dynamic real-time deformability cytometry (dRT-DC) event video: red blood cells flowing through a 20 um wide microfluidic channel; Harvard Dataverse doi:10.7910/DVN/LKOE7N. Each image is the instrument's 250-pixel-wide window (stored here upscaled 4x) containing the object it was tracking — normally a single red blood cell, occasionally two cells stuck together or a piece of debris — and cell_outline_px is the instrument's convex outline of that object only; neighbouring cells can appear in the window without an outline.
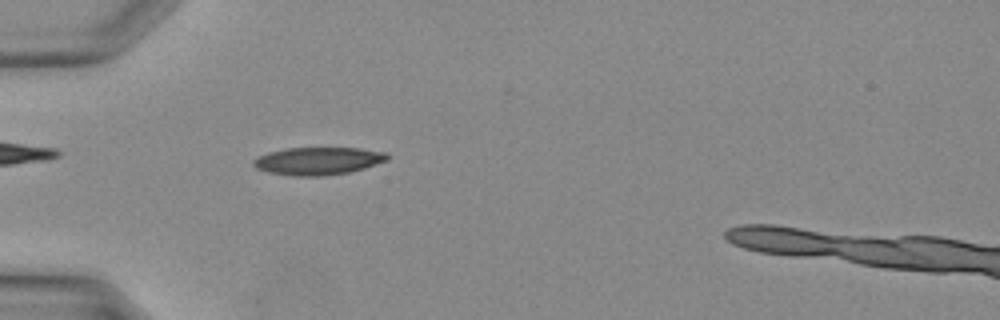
{"species": "Egyptian fruit bat (a non-hibernating species)", "species_latin": "Rousettus aegyptiacus", "temperature_condition": "warm", "stored_images_in_passage": 37, "camera_frame_rate_fps": 3000, "um_per_image_px": 0.085, "animal": {"sex": "female"}, "frame": {"image": 1, "passage_image": 11, "time_ms": 3.333, "image_size_px": [1000, 320], "cell_outline_px": [[388, 160], [364, 168], [348, 172], [324, 176], [292, 176], [268, 172], [256, 168], [252, 164], [252, 160], [256, 156], [268, 152], [288, 148], [360, 148], [388, 152]], "centroid_in_image_um": [27.01, 13.68], "position_along_channel_um": 58.0, "area_um2": 21.73}}
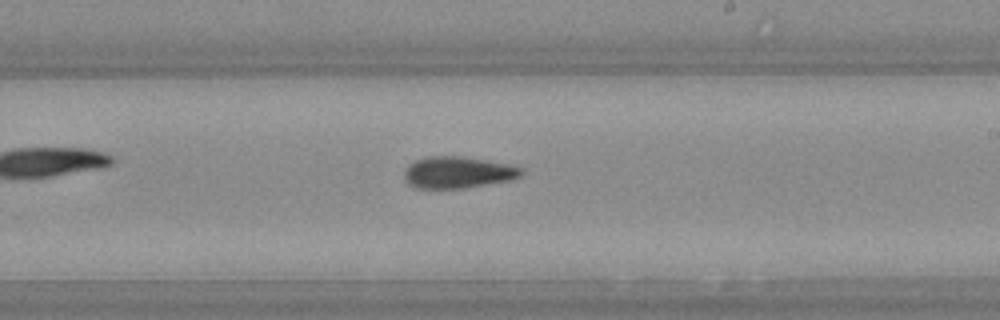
{"frame": {"image": 2, "passage_image": 22, "time_ms": 7.0, "image_size_px": [1000, 320], "cell_outline_px": [[524, 172], [520, 176], [512, 180], [464, 188], [416, 188], [408, 184], [404, 180], [404, 168], [408, 164], [416, 160], [428, 156], [456, 156], [484, 160], [508, 164], [524, 168]], "centroid_in_image_um": [38.9, 14.66], "position_along_channel_um": 250.1, "area_um2": 21.68}}